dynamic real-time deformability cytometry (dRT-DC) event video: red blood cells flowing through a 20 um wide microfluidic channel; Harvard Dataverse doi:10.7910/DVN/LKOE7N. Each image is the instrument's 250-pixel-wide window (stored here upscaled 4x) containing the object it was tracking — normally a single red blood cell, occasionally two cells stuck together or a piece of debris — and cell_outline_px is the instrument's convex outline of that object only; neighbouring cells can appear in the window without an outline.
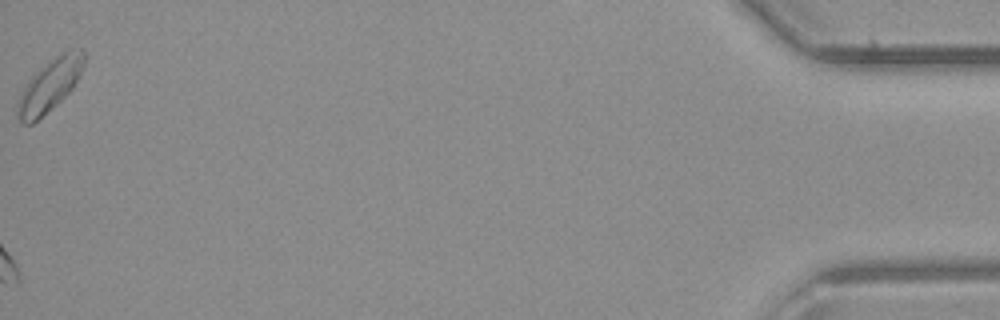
{"species": "common noctule bat (a hibernating species)", "species_latin": "Nyctalus noctula", "temperature_condition": "room temperature", "stored_images_in_passage": 37, "camera_frame_rate_fps": 3000, "um_per_image_px": 0.085, "animal": {"sex": "male", "body_mass_g": 23.1, "forearm_length_mm": 52.7}, "frame": {"image": 1, "passage_image": 37, "time_ms": 12.0, "image_size_px": [1000, 320], "cell_outline_px": [[84, 64], [72, 88], [56, 104], [32, 124], [24, 124], [16, 116], [16, 108], [20, 96], [24, 88], [36, 72], [52, 56], [60, 52], [72, 48], [84, 48]], "centroid_in_image_um": [4.23, 7.2], "position_along_channel_um": 431.0, "area_um2": 20.0}}